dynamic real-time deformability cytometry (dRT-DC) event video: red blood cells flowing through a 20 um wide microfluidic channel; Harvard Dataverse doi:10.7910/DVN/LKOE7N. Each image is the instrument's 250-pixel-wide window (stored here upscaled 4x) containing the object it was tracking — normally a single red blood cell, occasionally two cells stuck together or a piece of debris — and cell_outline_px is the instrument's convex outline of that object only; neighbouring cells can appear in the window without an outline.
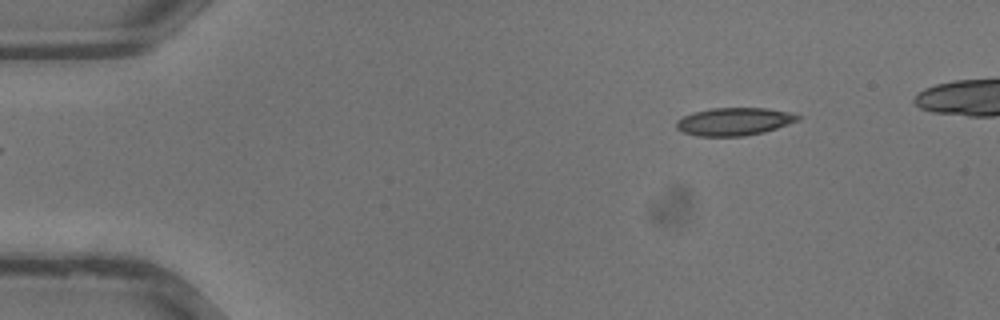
{"species": "common noctule bat (a hibernating species)", "species_latin": "Nyctalus noctula", "temperature_condition": "warm", "stored_images_in_passage": 29, "camera_frame_rate_fps": 3000, "um_per_image_px": 0.085, "animal": {"sex": "male", "body_mass_g": 13.3}, "frame": {"image": 1, "passage_image": 1, "time_ms": 0.0, "image_size_px": [1000, 320], "cell_outline_px": [[800, 120], [764, 132], [744, 136], [696, 136], [684, 132], [676, 128], [676, 120], [684, 116], [696, 112], [712, 108], [764, 108], [788, 112], [800, 116]], "centroid_in_image_um": [62.39, 10.34], "position_along_channel_um": 22.6, "area_um2": 19.48}}
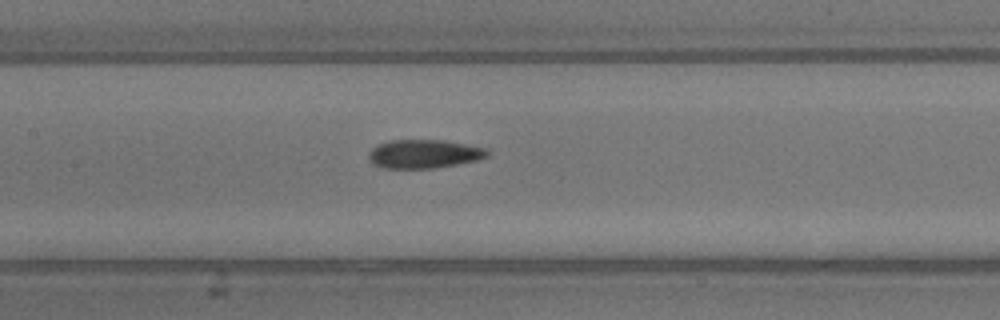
{"frame": {"image": 2, "passage_image": 13, "time_ms": 4.0, "image_size_px": [1000, 320], "cell_outline_px": [[492, 152], [488, 156], [476, 160], [436, 168], [384, 168], [372, 164], [368, 156], [368, 152], [372, 148], [380, 144], [392, 140], [444, 140], [484, 148]], "centroid_in_image_um": [36.03, 13.08], "position_along_channel_um": 171.4, "area_um2": 19.71}}
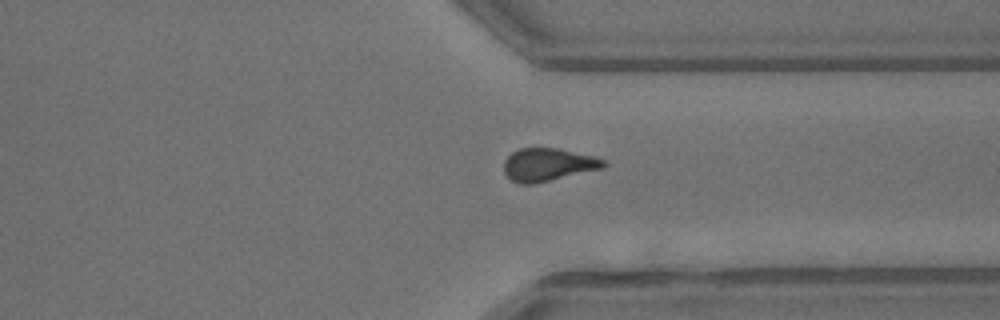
{"frame": {"image": 3, "passage_image": 23, "time_ms": 7.333, "image_size_px": [1000, 320], "cell_outline_px": [[608, 164], [604, 168], [536, 184], [520, 184], [512, 180], [504, 172], [504, 160], [512, 152], [520, 148], [556, 148], [592, 156], [604, 160]], "centroid_in_image_um": [46.58, 14.01], "position_along_channel_um": 364.8, "area_um2": 19.13}}